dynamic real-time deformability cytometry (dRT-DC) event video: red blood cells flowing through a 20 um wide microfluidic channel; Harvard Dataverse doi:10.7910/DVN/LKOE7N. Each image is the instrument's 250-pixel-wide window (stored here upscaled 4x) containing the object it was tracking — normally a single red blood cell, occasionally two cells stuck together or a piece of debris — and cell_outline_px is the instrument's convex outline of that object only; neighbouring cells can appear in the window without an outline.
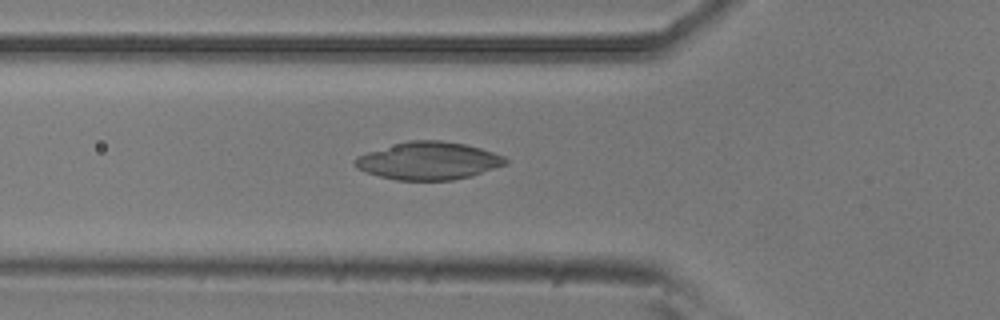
{"species": "common noctule bat (a hibernating species)", "species_latin": "Nyctalus noctula", "temperature_condition": "room temperature", "stored_images_in_passage": 50, "camera_frame_rate_fps": 3000, "um_per_image_px": 0.085, "animal": {"sex": "male", "body_mass_g": 20.5, "forearm_length_mm": 52.5}, "frame": {"image": 1, "passage_image": 15, "time_ms": 4.667, "image_size_px": [1000, 320], "cell_outline_px": [[508, 164], [472, 176], [452, 180], [396, 180], [364, 172], [356, 168], [352, 160], [356, 156], [368, 152], [408, 140], [440, 140], [464, 144], [480, 148], [504, 156], [508, 160]], "centroid_in_image_um": [36.42, 13.67], "position_along_channel_um": 89.4, "area_um2": 33.12}}
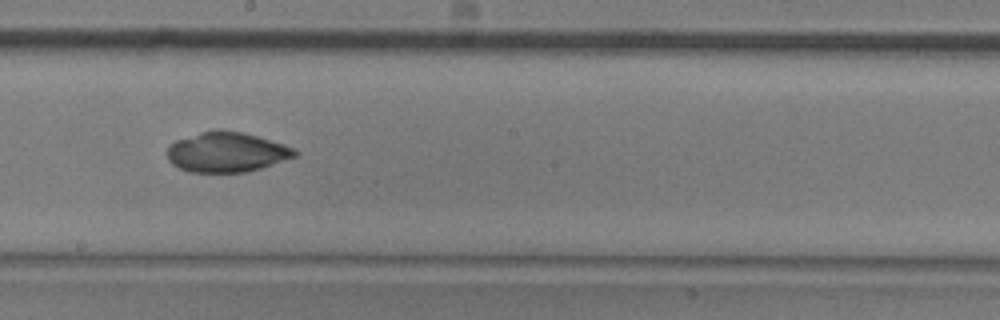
{"frame": {"image": 2, "passage_image": 26, "time_ms": 8.333, "image_size_px": [1000, 320], "cell_outline_px": [[300, 152], [296, 156], [260, 168], [244, 172], [188, 172], [172, 164], [168, 160], [168, 148], [176, 140], [212, 128], [220, 128], [240, 132], [256, 136], [284, 144], [296, 148]], "centroid_in_image_um": [19.27, 12.91], "position_along_channel_um": 228.9, "area_um2": 29.77}}
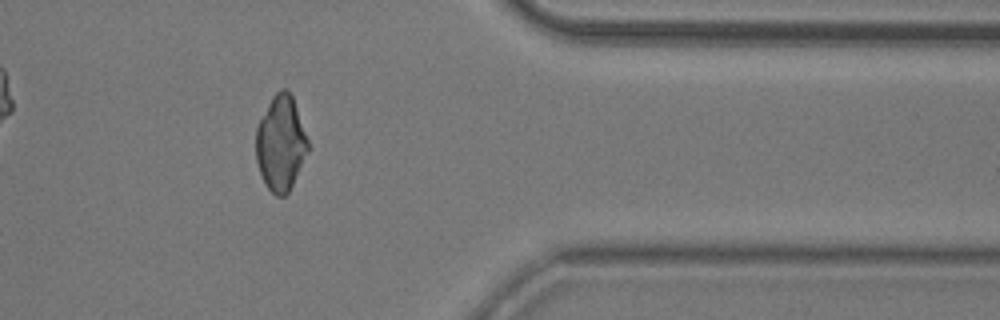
{"frame": {"image": 3, "passage_image": 40, "time_ms": 13.0, "image_size_px": [1000, 320], "cell_outline_px": [[308, 152], [288, 192], [284, 196], [276, 196], [264, 184], [256, 160], [256, 128], [272, 96], [280, 88], [288, 88], [292, 96], [308, 140]], "centroid_in_image_um": [23.85, 12.17], "position_along_channel_um": 387.5, "area_um2": 28.55}}